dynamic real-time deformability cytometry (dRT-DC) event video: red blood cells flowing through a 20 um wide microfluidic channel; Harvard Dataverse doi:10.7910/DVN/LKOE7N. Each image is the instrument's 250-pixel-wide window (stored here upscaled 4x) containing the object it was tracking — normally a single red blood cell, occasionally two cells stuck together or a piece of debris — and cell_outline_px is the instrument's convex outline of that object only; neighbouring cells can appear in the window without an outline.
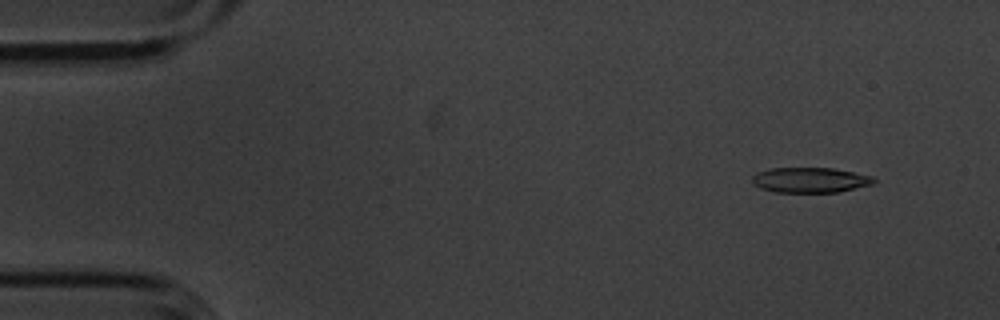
{"species": "common noctule bat (a hibernating species)", "species_latin": "Nyctalus noctula", "temperature_condition": "cold", "stored_images_in_passage": 5, "camera_frame_rate_fps": 3000, "um_per_image_px": 0.085, "animal": {"sex": "male", "body_mass_g": 20.1, "forearm_length_mm": 53.5}, "frame": {"image": 1, "passage_image": 2, "time_ms": 0.333, "image_size_px": [1000, 320], "cell_outline_px": [[876, 180], [872, 184], [840, 192], [772, 192], [760, 188], [752, 184], [752, 176], [756, 172], [768, 168], [832, 168], [872, 176]], "centroid_in_image_um": [68.8, 15.3], "position_along_channel_um": 16.2, "area_um2": 17.98}}
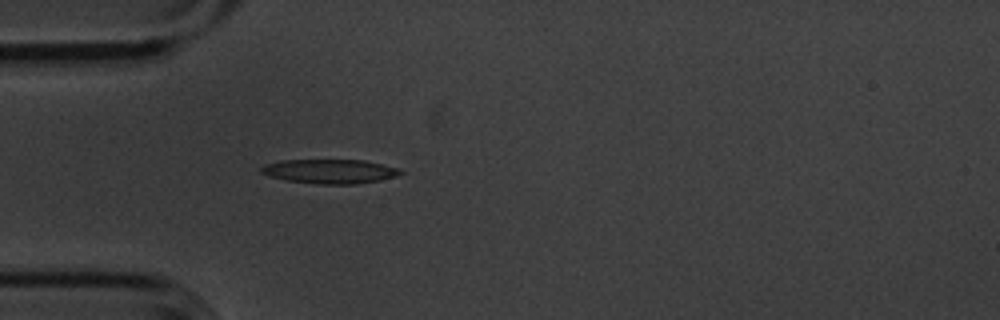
{"frame": {"image": 2, "passage_image": 5, "time_ms": 1.333, "image_size_px": [1000, 320], "cell_outline_px": [[404, 172], [396, 176], [380, 180], [356, 184], [316, 184], [288, 180], [268, 176], [260, 172], [260, 168], [264, 164], [280, 160], [364, 160], [400, 168]], "centroid_in_image_um": [28.03, 14.56], "position_along_channel_um": 57.0, "area_um2": 19.77}}